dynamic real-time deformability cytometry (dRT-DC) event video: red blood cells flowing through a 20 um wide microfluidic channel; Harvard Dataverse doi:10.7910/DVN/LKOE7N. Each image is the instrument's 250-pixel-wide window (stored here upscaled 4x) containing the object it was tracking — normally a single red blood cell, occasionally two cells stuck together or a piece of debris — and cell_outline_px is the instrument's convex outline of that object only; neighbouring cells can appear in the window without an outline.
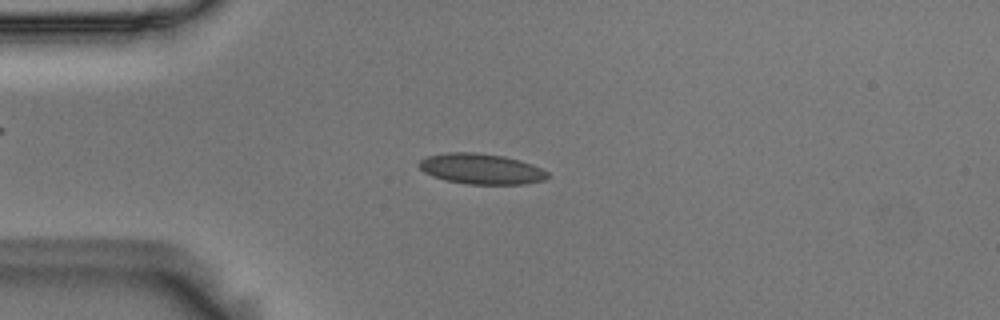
{"species": "Egyptian fruit bat (a non-hibernating species)", "species_latin": "Rousettus aegyptiacus", "temperature_condition": "room temperature", "stored_images_in_passage": 53, "camera_frame_rate_fps": 3000, "um_per_image_px": 0.085, "animal": {"sex": "male"}, "frame": {"image": 1, "passage_image": 13, "time_ms": 4.0, "image_size_px": [1000, 320], "cell_outline_px": [[548, 176], [544, 180], [524, 184], [468, 184], [444, 180], [432, 176], [424, 172], [416, 164], [420, 160], [428, 156], [448, 152], [476, 152], [504, 156], [520, 160], [532, 164], [548, 172]], "centroid_in_image_um": [40.88, 14.35], "position_along_channel_um": 44.1, "area_um2": 22.95}}
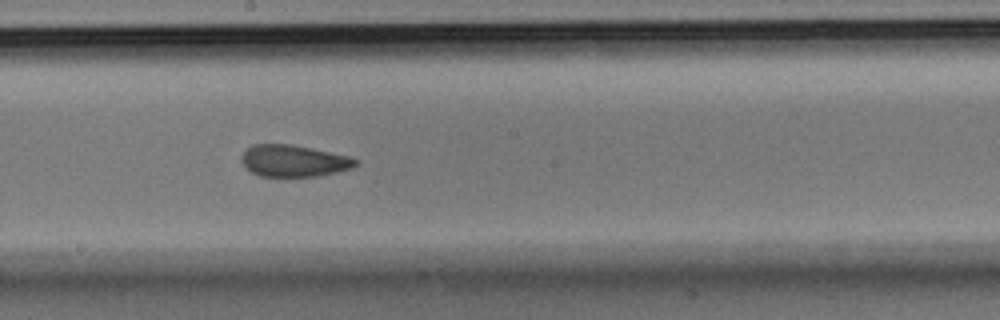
{"frame": {"image": 2, "passage_image": 29, "time_ms": 9.333, "image_size_px": [1000, 320], "cell_outline_px": [[360, 160], [352, 168], [336, 172], [316, 176], [260, 176], [252, 172], [240, 160], [240, 156], [252, 144], [292, 144], [348, 156]], "centroid_in_image_um": [24.96, 13.66], "position_along_channel_um": 223.2, "area_um2": 20.92}}
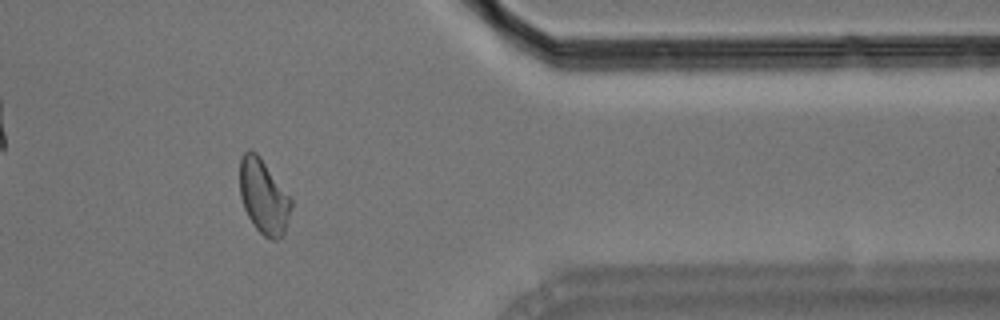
{"frame": {"image": 3, "passage_image": 44, "time_ms": 14.333, "image_size_px": [1000, 320], "cell_outline_px": [[292, 208], [284, 232], [276, 240], [272, 240], [264, 236], [256, 228], [248, 216], [244, 208], [240, 196], [240, 160], [244, 152], [248, 148], [252, 148], [260, 156], [292, 200]], "centroid_in_image_um": [22.39, 16.68], "position_along_channel_um": 389.0, "area_um2": 22.2}, "authors_computed_cell_mechanics": {"area_um2": 22.1374, "velocity_mm_per_s": 3.7, "shape_relaxation_time_tau1_ms": 9.5299, "shape_relaxation_time_tau2_ms": 1.8679, "deformation_change_tau1": 0.1698, "deformation_change_tau2": 0.0702}}